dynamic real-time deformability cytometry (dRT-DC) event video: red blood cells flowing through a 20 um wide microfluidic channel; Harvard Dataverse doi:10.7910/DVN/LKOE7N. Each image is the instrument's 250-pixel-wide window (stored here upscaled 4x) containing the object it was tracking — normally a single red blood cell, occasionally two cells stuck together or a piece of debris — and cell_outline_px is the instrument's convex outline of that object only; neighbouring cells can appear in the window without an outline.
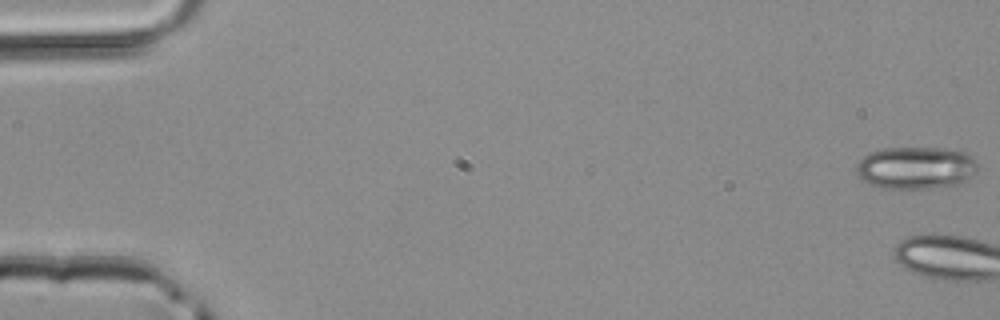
{"species": "common noctule bat (a hibernating species)", "species_latin": "Nyctalus noctula", "temperature_condition": "room temperature", "stored_images_in_passage": 3, "camera_frame_rate_fps": 3000, "um_per_image_px": 0.085, "animal": {"sex": "male", "body_mass_g": 20.4}, "frame": {"image": 1, "passage_image": 1, "time_ms": 0.0, "image_size_px": [1000, 320], "cell_outline_px": [[976, 172], [968, 180], [956, 184], [928, 188], [884, 188], [872, 184], [864, 180], [856, 172], [856, 164], [864, 156], [872, 152], [884, 148], [940, 148], [964, 152], [976, 160]], "centroid_in_image_um": [77.85, 14.26], "position_along_channel_um": 7.1, "area_um2": 29.59}}